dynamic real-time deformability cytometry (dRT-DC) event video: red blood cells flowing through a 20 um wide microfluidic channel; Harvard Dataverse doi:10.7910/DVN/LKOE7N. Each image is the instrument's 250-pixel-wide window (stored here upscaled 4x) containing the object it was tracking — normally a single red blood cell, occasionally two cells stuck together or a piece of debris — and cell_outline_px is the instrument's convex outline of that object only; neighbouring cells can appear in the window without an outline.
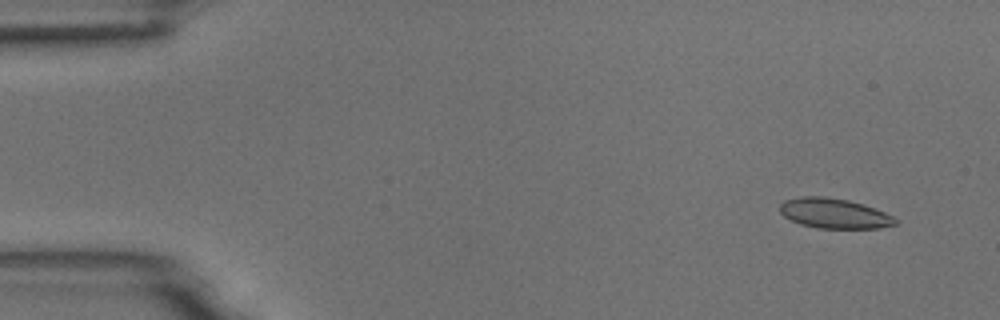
{"species": "common noctule bat (a hibernating species)", "species_latin": "Nyctalus noctula", "temperature_condition": "room temperature", "stored_images_in_passage": 15, "camera_frame_rate_fps": 3000, "um_per_image_px": 0.085, "animal": {"sex": "male", "body_mass_g": 18.8}, "frame": {"image": 1, "passage_image": 4, "time_ms": 1.0, "image_size_px": [1000, 320], "cell_outline_px": [[896, 224], [880, 228], [816, 228], [800, 224], [784, 216], [780, 212], [780, 204], [784, 200], [800, 196], [824, 196], [848, 200], [864, 204], [876, 208], [892, 216], [896, 220]], "centroid_in_image_um": [70.89, 18.13], "position_along_channel_um": 14.1, "area_um2": 20.23}}
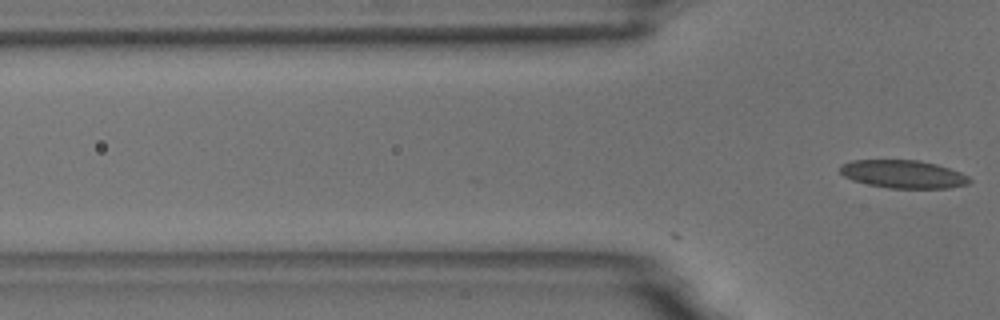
{"frame": {"image": 2, "passage_image": 15, "time_ms": 4.667, "image_size_px": [1000, 320], "cell_outline_px": [[972, 180], [968, 184], [948, 188], [888, 188], [868, 184], [852, 180], [844, 176], [840, 172], [840, 164], [852, 160], [920, 160], [936, 164], [960, 172], [968, 176]], "centroid_in_image_um": [76.76, 14.8], "position_along_channel_um": 49.0, "area_um2": 21.15}}